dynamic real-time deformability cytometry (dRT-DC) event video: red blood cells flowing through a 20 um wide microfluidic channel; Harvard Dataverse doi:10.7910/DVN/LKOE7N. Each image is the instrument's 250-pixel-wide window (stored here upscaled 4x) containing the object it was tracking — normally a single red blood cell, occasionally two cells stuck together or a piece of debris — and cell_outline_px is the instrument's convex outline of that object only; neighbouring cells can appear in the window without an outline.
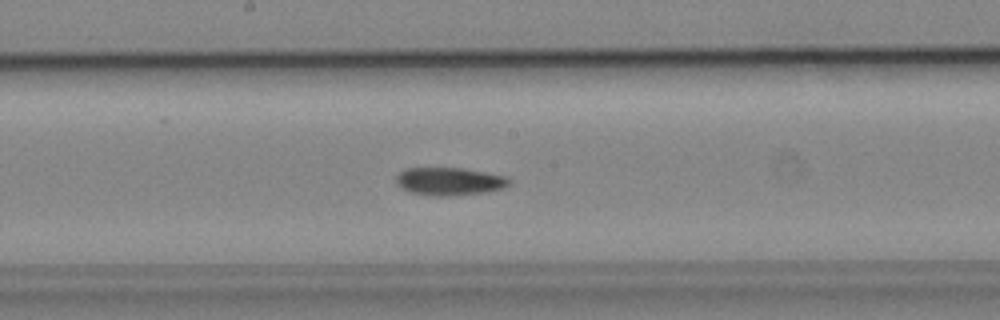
{"species": "common noctule bat (a hibernating species)", "species_latin": "Nyctalus noctula", "temperature_condition": "cold", "stored_images_in_passage": 46, "camera_frame_rate_fps": 3000, "um_per_image_px": 0.085, "animal": {"sex": "male", "body_mass_g": 19.2, "forearm_length_mm": 51.8}, "frame": {"image": 1, "passage_image": 20, "time_ms": 6.333, "image_size_px": [1000, 320], "cell_outline_px": [[512, 180], [504, 188], [488, 192], [452, 196], [432, 196], [412, 192], [400, 188], [396, 184], [396, 176], [400, 172], [408, 168], [464, 168], [508, 176]], "centroid_in_image_um": [38.23, 15.42], "position_along_channel_um": 210.0, "area_um2": 18.61}, "authors_computed_cell_mechanics": {"area_um2": 17.7735, "velocity_mm_per_s": 3.9004, "shape_relaxation_time_tau1_ms": null, "shape_relaxation_time_tau2_ms": 10.3952, "deformation_change_tau1": null, "deformation_change_tau2": 0.1659}}